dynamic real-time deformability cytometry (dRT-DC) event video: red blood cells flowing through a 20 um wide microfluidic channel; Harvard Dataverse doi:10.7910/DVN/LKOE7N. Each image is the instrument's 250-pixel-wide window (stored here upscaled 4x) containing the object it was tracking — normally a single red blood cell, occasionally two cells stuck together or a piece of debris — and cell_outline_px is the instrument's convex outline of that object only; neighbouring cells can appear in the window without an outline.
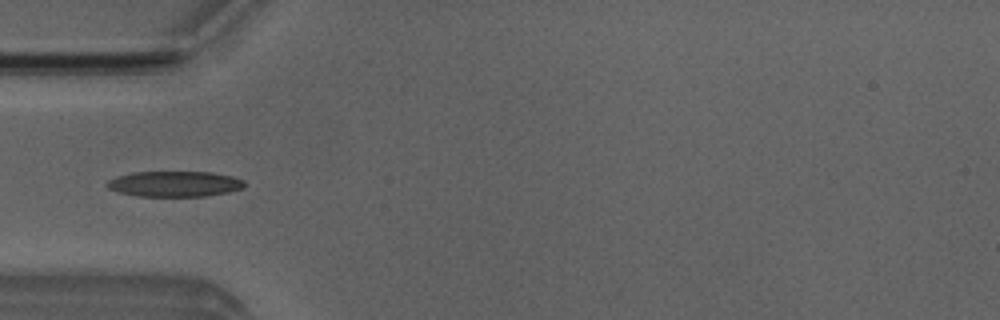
{"species": "Egyptian fruit bat (a non-hibernating species)", "species_latin": "Rousettus aegyptiacus", "temperature_condition": "room temperature", "stored_images_in_passage": 17, "camera_frame_rate_fps": 3000, "um_per_image_px": 0.085, "animal": {"sex": "male"}, "frame": {"image": 1, "passage_image": 6, "time_ms": 1.667, "image_size_px": [1000, 320], "cell_outline_px": [[244, 188], [228, 192], [204, 196], [136, 196], [120, 192], [108, 188], [108, 180], [116, 176], [132, 172], [212, 172], [232, 176], [244, 180]], "centroid_in_image_um": [14.86, 15.62], "position_along_channel_um": 70.1, "area_um2": 20.4}}
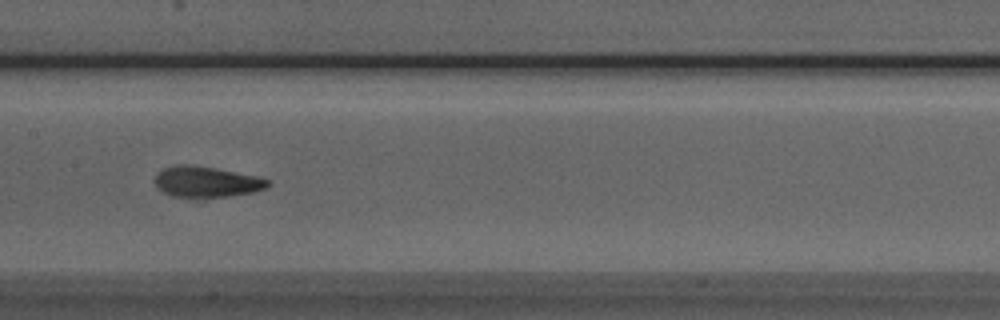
{"frame": {"image": 2, "passage_image": 15, "time_ms": 4.667, "image_size_px": [1000, 320], "cell_outline_px": [[272, 180], [264, 188], [252, 192], [228, 196], [172, 196], [156, 188], [152, 180], [156, 172], [164, 168], [176, 164], [192, 164], [216, 168], [260, 176]], "centroid_in_image_um": [17.5, 15.42], "position_along_channel_um": 189.9, "area_um2": 20.4}}